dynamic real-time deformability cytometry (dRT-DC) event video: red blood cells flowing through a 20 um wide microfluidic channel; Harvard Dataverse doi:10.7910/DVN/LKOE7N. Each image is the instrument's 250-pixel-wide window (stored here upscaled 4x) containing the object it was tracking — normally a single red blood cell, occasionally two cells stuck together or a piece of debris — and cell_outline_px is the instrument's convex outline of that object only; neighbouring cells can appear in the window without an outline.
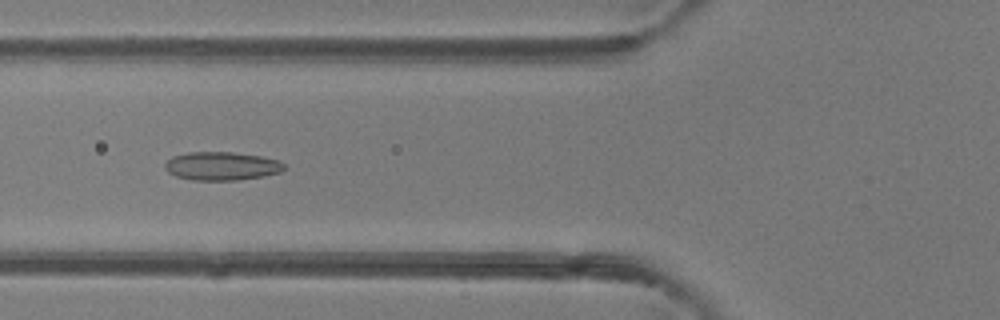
{"species": "common noctule bat (a hibernating species)", "species_latin": "Nyctalus noctula", "temperature_condition": "room temperature", "stored_images_in_passage": 49, "camera_frame_rate_fps": 3000, "um_per_image_px": 0.085, "animal": {"sex": "female"}, "frame": {"image": 1, "passage_image": 19, "time_ms": 6.0, "image_size_px": [1000, 320], "cell_outline_px": [[288, 168], [280, 172], [264, 176], [236, 180], [192, 180], [176, 176], [168, 172], [164, 168], [164, 164], [172, 156], [188, 152], [232, 152], [260, 156], [280, 160]], "centroid_in_image_um": [18.86, 14.11], "position_along_channel_um": 106.9, "area_um2": 19.88}}
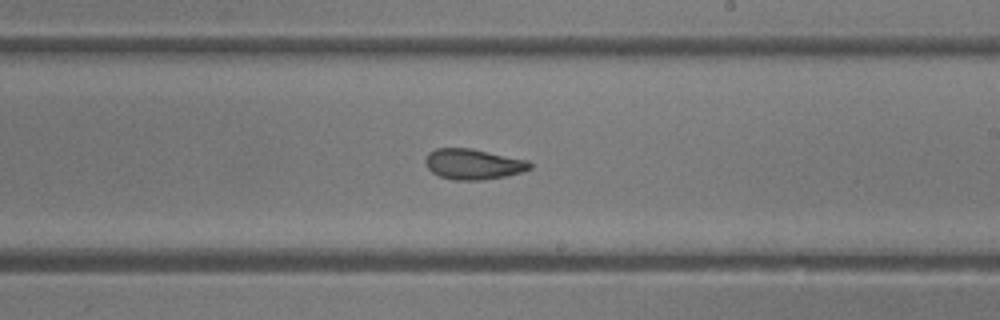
{"frame": {"image": 2, "passage_image": 29, "time_ms": 9.333, "image_size_px": [1000, 320], "cell_outline_px": [[532, 168], [524, 172], [504, 176], [480, 180], [456, 180], [440, 176], [432, 172], [428, 168], [424, 160], [428, 152], [436, 148], [472, 148], [528, 160], [532, 164]], "centroid_in_image_um": [40.24, 13.94], "position_along_channel_um": 248.8, "area_um2": 18.67}}
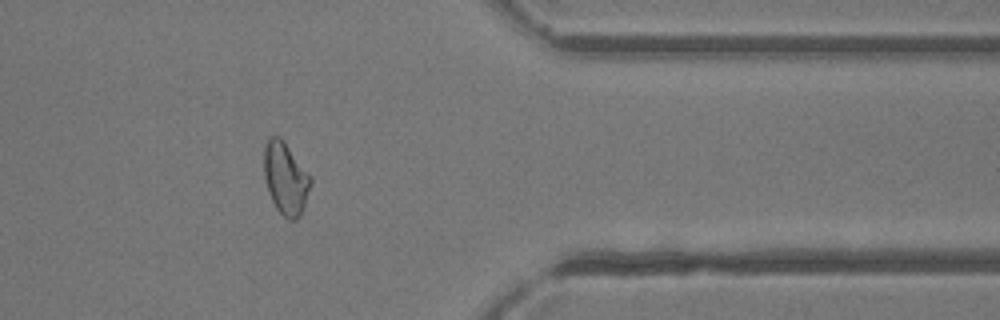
{"frame": {"image": 3, "passage_image": 40, "time_ms": 13.0, "image_size_px": [1000, 320], "cell_outline_px": [[312, 184], [300, 216], [296, 220], [288, 220], [276, 208], [268, 192], [264, 176], [264, 144], [268, 136], [280, 136], [284, 140], [312, 176]], "centroid_in_image_um": [24.28, 15.13], "position_along_channel_um": 387.1, "area_um2": 20.0}, "authors_computed_cell_mechanics": {"area_um2": 19.941, "velocity_mm_per_s": 4.2579, "shape_relaxation_time_tau1_ms": null, "shape_relaxation_time_tau2_ms": 1.8237, "deformation_change_tau1": null, "deformation_change_tau2": 0.0839}}